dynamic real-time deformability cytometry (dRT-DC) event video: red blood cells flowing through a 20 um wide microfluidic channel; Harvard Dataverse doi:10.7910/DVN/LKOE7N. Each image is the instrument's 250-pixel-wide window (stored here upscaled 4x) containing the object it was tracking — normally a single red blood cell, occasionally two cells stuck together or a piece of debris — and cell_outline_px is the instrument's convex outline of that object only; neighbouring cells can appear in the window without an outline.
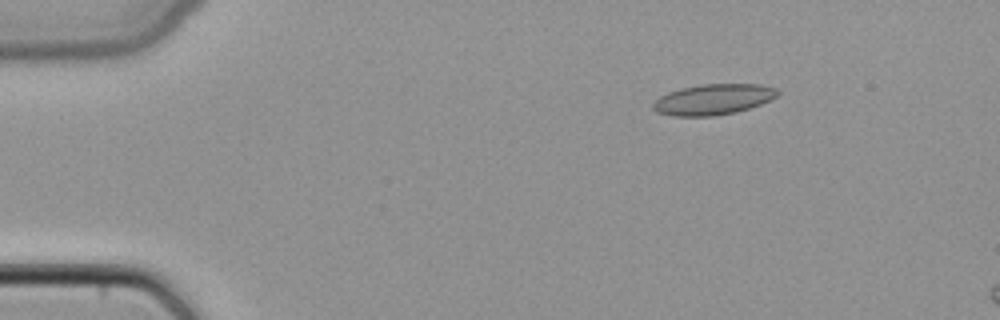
{"species": "common noctule bat (a hibernating species)", "species_latin": "Nyctalus noctula", "temperature_condition": "cold", "stored_images_in_passage": 11, "camera_frame_rate_fps": 3000, "um_per_image_px": 0.085, "animal": {"sex": "female", "body_mass_g": 22.7, "forearm_length_mm": 54.2}, "frame": {"image": 1, "passage_image": 3, "time_ms": 0.667, "image_size_px": [1000, 320], "cell_outline_px": [[780, 92], [776, 96], [760, 104], [736, 112], [712, 116], [672, 116], [656, 112], [652, 108], [652, 104], [660, 96], [668, 92], [680, 88], [700, 84], [760, 84], [776, 88]], "centroid_in_image_um": [60.59, 8.44], "position_along_channel_um": 24.4, "area_um2": 22.25}}
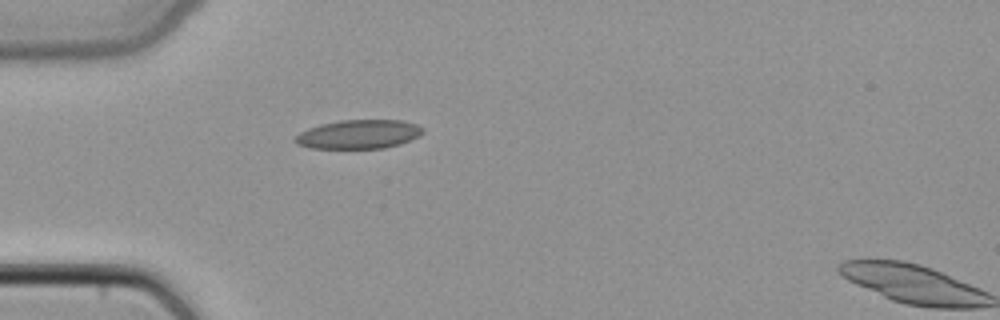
{"frame": {"image": 2, "passage_image": 10, "time_ms": 3.0, "image_size_px": [1000, 320], "cell_outline_px": [[424, 132], [420, 136], [400, 144], [384, 148], [308, 148], [296, 144], [292, 140], [300, 132], [308, 128], [320, 124], [340, 120], [404, 120], [416, 124], [424, 128]], "centroid_in_image_um": [30.49, 11.41], "position_along_channel_um": 54.5, "area_um2": 21.73}}